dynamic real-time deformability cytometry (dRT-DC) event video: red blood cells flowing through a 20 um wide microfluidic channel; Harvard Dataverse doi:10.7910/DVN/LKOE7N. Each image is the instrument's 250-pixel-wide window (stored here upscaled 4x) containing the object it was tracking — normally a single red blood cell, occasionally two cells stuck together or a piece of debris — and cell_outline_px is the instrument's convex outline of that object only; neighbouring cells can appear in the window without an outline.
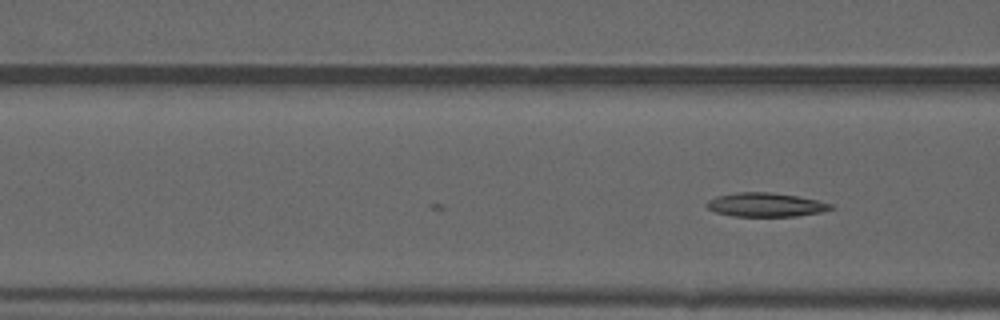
{"species": "common noctule bat (a hibernating species)", "species_latin": "Nyctalus noctula", "temperature_condition": "warm", "stored_images_in_passage": 7, "camera_frame_rate_fps": 3000, "um_per_image_px": 0.085, "animal": {"sex": "male", "forearm_length_mm": 52.5}, "frame": {"image": 1, "passage_image": 7, "time_ms": 2.0, "image_size_px": [1000, 320], "cell_outline_px": [[832, 208], [820, 212], [796, 216], [732, 216], [716, 212], [708, 208], [704, 204], [708, 200], [716, 196], [736, 192], [772, 192], [796, 196], [816, 200], [832, 204]], "centroid_in_image_um": [65.02, 17.4], "position_along_channel_um": 101.6, "area_um2": 17.17}}